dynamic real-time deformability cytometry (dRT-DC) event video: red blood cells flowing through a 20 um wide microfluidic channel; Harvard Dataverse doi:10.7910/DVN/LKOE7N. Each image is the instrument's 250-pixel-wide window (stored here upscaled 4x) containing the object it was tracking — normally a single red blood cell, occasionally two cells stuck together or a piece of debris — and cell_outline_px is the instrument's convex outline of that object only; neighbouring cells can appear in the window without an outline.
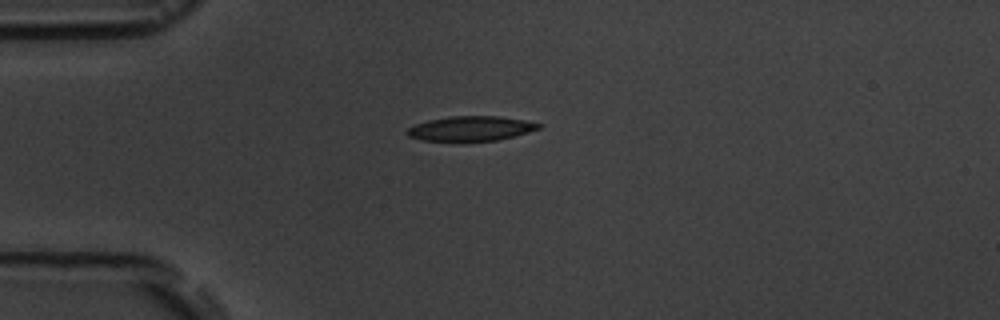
{"species": "common noctule bat (a hibernating species)", "species_latin": "Nyctalus noctula", "temperature_condition": "room temperature", "stored_images_in_passage": 13, "camera_frame_rate_fps": 3000, "um_per_image_px": 0.085, "animal": {"sex": "male", "body_mass_g": 19.5, "forearm_length_mm": 54.6}, "frame": {"image": 1, "passage_image": 1, "time_ms": 0.0, "image_size_px": [1000, 320], "cell_outline_px": [[540, 128], [528, 132], [496, 140], [464, 144], [420, 140], [408, 136], [404, 132], [408, 128], [416, 124], [428, 120], [448, 116], [496, 116], [524, 120], [540, 124]], "centroid_in_image_um": [39.91, 10.97], "position_along_channel_um": 45.1, "area_um2": 19.65}}
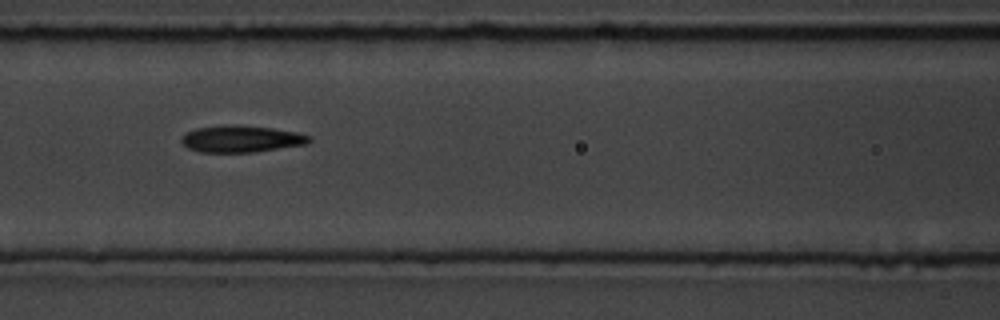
{"frame": {"image": 2, "passage_image": 4, "time_ms": 3.333, "image_size_px": [1000, 320], "cell_outline_px": [[312, 140], [308, 144], [256, 152], [200, 152], [188, 148], [180, 140], [180, 136], [196, 128], [236, 124], [272, 128], [296, 132], [312, 136]], "centroid_in_image_um": [20.54, 11.81], "position_along_channel_um": 146.1, "area_um2": 20.06}}
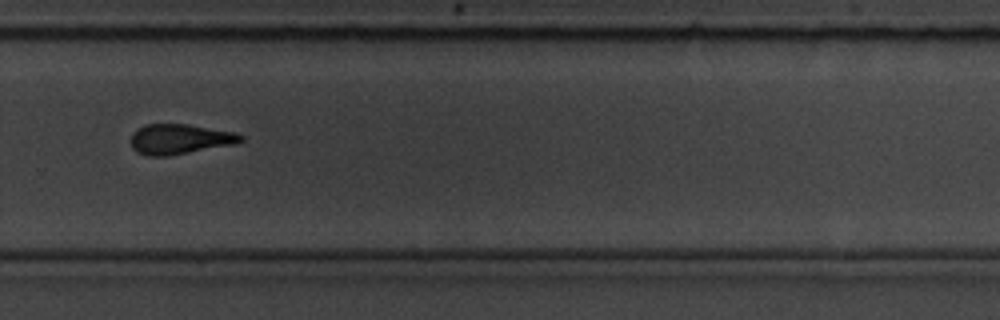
{"frame": {"image": 3, "passage_image": 8, "time_ms": 8.0, "image_size_px": [1000, 320], "cell_outline_px": [[244, 140], [236, 144], [168, 156], [148, 156], [136, 152], [132, 148], [132, 132], [136, 128], [144, 124], [188, 124], [236, 132], [244, 136]], "centroid_in_image_um": [15.29, 11.82], "position_along_channel_um": 314.5, "area_um2": 19.54}, "authors_computed_cell_mechanics": {"area_um2": 19.652, "velocity_mm_per_s": 3.6281, "shape_relaxation_time_tau1_ms": 9.6683, "shape_relaxation_time_tau2_ms": 6.451, "deformation_change_tau1": 0.2648, "deformation_change_tau2": 0.1765}}